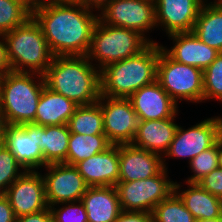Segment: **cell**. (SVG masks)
Segmentation results:
<instances>
[{"instance_id": "d6a6232c", "label": "cell", "mask_w": 222, "mask_h": 222, "mask_svg": "<svg viewBox=\"0 0 222 222\" xmlns=\"http://www.w3.org/2000/svg\"><path fill=\"white\" fill-rule=\"evenodd\" d=\"M50 209L55 222H88L86 209L81 200L56 204Z\"/></svg>"}, {"instance_id": "1f68e13d", "label": "cell", "mask_w": 222, "mask_h": 222, "mask_svg": "<svg viewBox=\"0 0 222 222\" xmlns=\"http://www.w3.org/2000/svg\"><path fill=\"white\" fill-rule=\"evenodd\" d=\"M25 171L13 153L4 146L0 150V189L5 192Z\"/></svg>"}, {"instance_id": "d6986e66", "label": "cell", "mask_w": 222, "mask_h": 222, "mask_svg": "<svg viewBox=\"0 0 222 222\" xmlns=\"http://www.w3.org/2000/svg\"><path fill=\"white\" fill-rule=\"evenodd\" d=\"M75 167L89 187L115 186L119 182V145H111Z\"/></svg>"}, {"instance_id": "f35d334b", "label": "cell", "mask_w": 222, "mask_h": 222, "mask_svg": "<svg viewBox=\"0 0 222 222\" xmlns=\"http://www.w3.org/2000/svg\"><path fill=\"white\" fill-rule=\"evenodd\" d=\"M112 0H83L82 4L85 5L88 9H91L98 13L107 6Z\"/></svg>"}, {"instance_id": "8d00e7d4", "label": "cell", "mask_w": 222, "mask_h": 222, "mask_svg": "<svg viewBox=\"0 0 222 222\" xmlns=\"http://www.w3.org/2000/svg\"><path fill=\"white\" fill-rule=\"evenodd\" d=\"M0 222H16L13 209L5 195L0 197Z\"/></svg>"}, {"instance_id": "f1b7e54d", "label": "cell", "mask_w": 222, "mask_h": 222, "mask_svg": "<svg viewBox=\"0 0 222 222\" xmlns=\"http://www.w3.org/2000/svg\"><path fill=\"white\" fill-rule=\"evenodd\" d=\"M32 12L17 0H0V34L23 25Z\"/></svg>"}, {"instance_id": "83f0119b", "label": "cell", "mask_w": 222, "mask_h": 222, "mask_svg": "<svg viewBox=\"0 0 222 222\" xmlns=\"http://www.w3.org/2000/svg\"><path fill=\"white\" fill-rule=\"evenodd\" d=\"M151 214L152 222H195L196 220L175 192L155 206Z\"/></svg>"}, {"instance_id": "2e32d148", "label": "cell", "mask_w": 222, "mask_h": 222, "mask_svg": "<svg viewBox=\"0 0 222 222\" xmlns=\"http://www.w3.org/2000/svg\"><path fill=\"white\" fill-rule=\"evenodd\" d=\"M162 169L163 157L160 154L133 144L119 145V182L148 179Z\"/></svg>"}, {"instance_id": "9c48e42d", "label": "cell", "mask_w": 222, "mask_h": 222, "mask_svg": "<svg viewBox=\"0 0 222 222\" xmlns=\"http://www.w3.org/2000/svg\"><path fill=\"white\" fill-rule=\"evenodd\" d=\"M99 19L107 25L134 30L149 43H156L145 35L157 28L154 0H112L99 12Z\"/></svg>"}, {"instance_id": "8fae6325", "label": "cell", "mask_w": 222, "mask_h": 222, "mask_svg": "<svg viewBox=\"0 0 222 222\" xmlns=\"http://www.w3.org/2000/svg\"><path fill=\"white\" fill-rule=\"evenodd\" d=\"M98 103L103 113L104 134L109 142L112 145L131 144L140 123L131 101L101 95Z\"/></svg>"}, {"instance_id": "7bdbcfd3", "label": "cell", "mask_w": 222, "mask_h": 222, "mask_svg": "<svg viewBox=\"0 0 222 222\" xmlns=\"http://www.w3.org/2000/svg\"><path fill=\"white\" fill-rule=\"evenodd\" d=\"M205 1V2H204ZM214 2H208V0H201L203 6H222V0H213Z\"/></svg>"}, {"instance_id": "5b68a950", "label": "cell", "mask_w": 222, "mask_h": 222, "mask_svg": "<svg viewBox=\"0 0 222 222\" xmlns=\"http://www.w3.org/2000/svg\"><path fill=\"white\" fill-rule=\"evenodd\" d=\"M11 70L44 75L54 58L40 25L31 16L3 34Z\"/></svg>"}, {"instance_id": "6da1fadb", "label": "cell", "mask_w": 222, "mask_h": 222, "mask_svg": "<svg viewBox=\"0 0 222 222\" xmlns=\"http://www.w3.org/2000/svg\"><path fill=\"white\" fill-rule=\"evenodd\" d=\"M82 3H41L32 17L54 56L86 55L99 14Z\"/></svg>"}, {"instance_id": "7a4b0ae2", "label": "cell", "mask_w": 222, "mask_h": 222, "mask_svg": "<svg viewBox=\"0 0 222 222\" xmlns=\"http://www.w3.org/2000/svg\"><path fill=\"white\" fill-rule=\"evenodd\" d=\"M43 76L49 89L78 106L96 103L101 96L100 70L86 55L54 56Z\"/></svg>"}, {"instance_id": "4316f807", "label": "cell", "mask_w": 222, "mask_h": 222, "mask_svg": "<svg viewBox=\"0 0 222 222\" xmlns=\"http://www.w3.org/2000/svg\"><path fill=\"white\" fill-rule=\"evenodd\" d=\"M67 125L71 133L104 134L103 113L100 104L96 102L77 106Z\"/></svg>"}, {"instance_id": "f546056e", "label": "cell", "mask_w": 222, "mask_h": 222, "mask_svg": "<svg viewBox=\"0 0 222 222\" xmlns=\"http://www.w3.org/2000/svg\"><path fill=\"white\" fill-rule=\"evenodd\" d=\"M222 102V52L203 70V101Z\"/></svg>"}, {"instance_id": "ab89813d", "label": "cell", "mask_w": 222, "mask_h": 222, "mask_svg": "<svg viewBox=\"0 0 222 222\" xmlns=\"http://www.w3.org/2000/svg\"><path fill=\"white\" fill-rule=\"evenodd\" d=\"M8 122L6 120V117L0 110V141H4L5 134H6V129L8 127Z\"/></svg>"}, {"instance_id": "f6af8a7d", "label": "cell", "mask_w": 222, "mask_h": 222, "mask_svg": "<svg viewBox=\"0 0 222 222\" xmlns=\"http://www.w3.org/2000/svg\"><path fill=\"white\" fill-rule=\"evenodd\" d=\"M53 2H69V3H82L83 0H49Z\"/></svg>"}, {"instance_id": "ba28073f", "label": "cell", "mask_w": 222, "mask_h": 222, "mask_svg": "<svg viewBox=\"0 0 222 222\" xmlns=\"http://www.w3.org/2000/svg\"><path fill=\"white\" fill-rule=\"evenodd\" d=\"M167 171L163 168L148 179L118 182L115 187L122 211L152 213L155 206L174 192L175 182L169 179Z\"/></svg>"}, {"instance_id": "9a60e30c", "label": "cell", "mask_w": 222, "mask_h": 222, "mask_svg": "<svg viewBox=\"0 0 222 222\" xmlns=\"http://www.w3.org/2000/svg\"><path fill=\"white\" fill-rule=\"evenodd\" d=\"M156 27L167 35L192 32L202 7L201 0H154Z\"/></svg>"}, {"instance_id": "5bb4252c", "label": "cell", "mask_w": 222, "mask_h": 222, "mask_svg": "<svg viewBox=\"0 0 222 222\" xmlns=\"http://www.w3.org/2000/svg\"><path fill=\"white\" fill-rule=\"evenodd\" d=\"M4 145L24 170L38 171L44 167L43 154L37 140V125H8Z\"/></svg>"}, {"instance_id": "836d02e7", "label": "cell", "mask_w": 222, "mask_h": 222, "mask_svg": "<svg viewBox=\"0 0 222 222\" xmlns=\"http://www.w3.org/2000/svg\"><path fill=\"white\" fill-rule=\"evenodd\" d=\"M198 184L222 201V168L218 167L206 175Z\"/></svg>"}, {"instance_id": "44dd1931", "label": "cell", "mask_w": 222, "mask_h": 222, "mask_svg": "<svg viewBox=\"0 0 222 222\" xmlns=\"http://www.w3.org/2000/svg\"><path fill=\"white\" fill-rule=\"evenodd\" d=\"M88 222H115L122 213L115 186H91L82 196Z\"/></svg>"}, {"instance_id": "ffe728a7", "label": "cell", "mask_w": 222, "mask_h": 222, "mask_svg": "<svg viewBox=\"0 0 222 222\" xmlns=\"http://www.w3.org/2000/svg\"><path fill=\"white\" fill-rule=\"evenodd\" d=\"M176 117L175 115L166 119L140 120L139 128L131 144L163 157L168 151L179 126L174 121Z\"/></svg>"}, {"instance_id": "74e56055", "label": "cell", "mask_w": 222, "mask_h": 222, "mask_svg": "<svg viewBox=\"0 0 222 222\" xmlns=\"http://www.w3.org/2000/svg\"><path fill=\"white\" fill-rule=\"evenodd\" d=\"M10 71L12 70L7 56L6 41L4 36L0 34V78Z\"/></svg>"}, {"instance_id": "7402d4cb", "label": "cell", "mask_w": 222, "mask_h": 222, "mask_svg": "<svg viewBox=\"0 0 222 222\" xmlns=\"http://www.w3.org/2000/svg\"><path fill=\"white\" fill-rule=\"evenodd\" d=\"M77 106L72 100L45 85L38 101L33 124L39 126L67 124Z\"/></svg>"}, {"instance_id": "cb8c5ba5", "label": "cell", "mask_w": 222, "mask_h": 222, "mask_svg": "<svg viewBox=\"0 0 222 222\" xmlns=\"http://www.w3.org/2000/svg\"><path fill=\"white\" fill-rule=\"evenodd\" d=\"M70 133L67 124L37 125V140L43 154L44 167L55 163L66 164Z\"/></svg>"}, {"instance_id": "e0dca14e", "label": "cell", "mask_w": 222, "mask_h": 222, "mask_svg": "<svg viewBox=\"0 0 222 222\" xmlns=\"http://www.w3.org/2000/svg\"><path fill=\"white\" fill-rule=\"evenodd\" d=\"M140 120H159L178 115V105L161 85L154 81L128 98Z\"/></svg>"}, {"instance_id": "d590c367", "label": "cell", "mask_w": 222, "mask_h": 222, "mask_svg": "<svg viewBox=\"0 0 222 222\" xmlns=\"http://www.w3.org/2000/svg\"><path fill=\"white\" fill-rule=\"evenodd\" d=\"M16 222H55V221L51 209L47 208L40 212L17 217Z\"/></svg>"}, {"instance_id": "603a6c76", "label": "cell", "mask_w": 222, "mask_h": 222, "mask_svg": "<svg viewBox=\"0 0 222 222\" xmlns=\"http://www.w3.org/2000/svg\"><path fill=\"white\" fill-rule=\"evenodd\" d=\"M186 184L188 189L182 191L180 190L182 185L175 181L174 192L196 220H209L222 216V201L218 197L204 190L198 183L186 182Z\"/></svg>"}, {"instance_id": "c3c4849f", "label": "cell", "mask_w": 222, "mask_h": 222, "mask_svg": "<svg viewBox=\"0 0 222 222\" xmlns=\"http://www.w3.org/2000/svg\"><path fill=\"white\" fill-rule=\"evenodd\" d=\"M4 195V192L0 189V197Z\"/></svg>"}, {"instance_id": "b9f144b4", "label": "cell", "mask_w": 222, "mask_h": 222, "mask_svg": "<svg viewBox=\"0 0 222 222\" xmlns=\"http://www.w3.org/2000/svg\"><path fill=\"white\" fill-rule=\"evenodd\" d=\"M218 165L222 168V135L217 139Z\"/></svg>"}, {"instance_id": "52a82bcc", "label": "cell", "mask_w": 222, "mask_h": 222, "mask_svg": "<svg viewBox=\"0 0 222 222\" xmlns=\"http://www.w3.org/2000/svg\"><path fill=\"white\" fill-rule=\"evenodd\" d=\"M156 81L177 105L179 100L203 102V70L176 62L162 49L157 63Z\"/></svg>"}, {"instance_id": "484cf974", "label": "cell", "mask_w": 222, "mask_h": 222, "mask_svg": "<svg viewBox=\"0 0 222 222\" xmlns=\"http://www.w3.org/2000/svg\"><path fill=\"white\" fill-rule=\"evenodd\" d=\"M111 145L105 134L70 133L66 164L75 166L84 159L107 150Z\"/></svg>"}, {"instance_id": "4dcf8cb0", "label": "cell", "mask_w": 222, "mask_h": 222, "mask_svg": "<svg viewBox=\"0 0 222 222\" xmlns=\"http://www.w3.org/2000/svg\"><path fill=\"white\" fill-rule=\"evenodd\" d=\"M189 165L193 175H190L185 182L190 183H198L206 175L218 168L217 141L212 147L195 156L189 162Z\"/></svg>"}, {"instance_id": "277c9868", "label": "cell", "mask_w": 222, "mask_h": 222, "mask_svg": "<svg viewBox=\"0 0 222 222\" xmlns=\"http://www.w3.org/2000/svg\"><path fill=\"white\" fill-rule=\"evenodd\" d=\"M45 85L44 76L37 73L10 71L0 78V110L9 125L34 123Z\"/></svg>"}, {"instance_id": "ee69618b", "label": "cell", "mask_w": 222, "mask_h": 222, "mask_svg": "<svg viewBox=\"0 0 222 222\" xmlns=\"http://www.w3.org/2000/svg\"><path fill=\"white\" fill-rule=\"evenodd\" d=\"M195 222H222V216L221 217H217L214 219H199V220H195Z\"/></svg>"}, {"instance_id": "7c38bea8", "label": "cell", "mask_w": 222, "mask_h": 222, "mask_svg": "<svg viewBox=\"0 0 222 222\" xmlns=\"http://www.w3.org/2000/svg\"><path fill=\"white\" fill-rule=\"evenodd\" d=\"M43 175L49 208L64 202L80 201L89 187L77 168L65 163L48 164Z\"/></svg>"}, {"instance_id": "bcb514c9", "label": "cell", "mask_w": 222, "mask_h": 222, "mask_svg": "<svg viewBox=\"0 0 222 222\" xmlns=\"http://www.w3.org/2000/svg\"><path fill=\"white\" fill-rule=\"evenodd\" d=\"M4 141H0V150L4 147Z\"/></svg>"}, {"instance_id": "3957f363", "label": "cell", "mask_w": 222, "mask_h": 222, "mask_svg": "<svg viewBox=\"0 0 222 222\" xmlns=\"http://www.w3.org/2000/svg\"><path fill=\"white\" fill-rule=\"evenodd\" d=\"M161 45L150 43L136 56L108 64L100 70L101 95L129 98L135 91L156 81Z\"/></svg>"}, {"instance_id": "ac0fdd59", "label": "cell", "mask_w": 222, "mask_h": 222, "mask_svg": "<svg viewBox=\"0 0 222 222\" xmlns=\"http://www.w3.org/2000/svg\"><path fill=\"white\" fill-rule=\"evenodd\" d=\"M173 39V47L162 46V50L178 63L187 64L204 70L220 53L202 42L193 32L173 33L167 35Z\"/></svg>"}, {"instance_id": "30bf717a", "label": "cell", "mask_w": 222, "mask_h": 222, "mask_svg": "<svg viewBox=\"0 0 222 222\" xmlns=\"http://www.w3.org/2000/svg\"><path fill=\"white\" fill-rule=\"evenodd\" d=\"M222 135V117L215 116L189 127L178 126L168 151L164 154L163 168L166 167V157L169 159L188 158L189 162L202 151L212 147Z\"/></svg>"}, {"instance_id": "e575fe53", "label": "cell", "mask_w": 222, "mask_h": 222, "mask_svg": "<svg viewBox=\"0 0 222 222\" xmlns=\"http://www.w3.org/2000/svg\"><path fill=\"white\" fill-rule=\"evenodd\" d=\"M115 222H152V214L146 212L122 211Z\"/></svg>"}, {"instance_id": "d4e9b609", "label": "cell", "mask_w": 222, "mask_h": 222, "mask_svg": "<svg viewBox=\"0 0 222 222\" xmlns=\"http://www.w3.org/2000/svg\"><path fill=\"white\" fill-rule=\"evenodd\" d=\"M202 42L222 52V6H203L192 31Z\"/></svg>"}, {"instance_id": "7dc6e473", "label": "cell", "mask_w": 222, "mask_h": 222, "mask_svg": "<svg viewBox=\"0 0 222 222\" xmlns=\"http://www.w3.org/2000/svg\"><path fill=\"white\" fill-rule=\"evenodd\" d=\"M41 3L48 2L49 0H39Z\"/></svg>"}, {"instance_id": "60d3db41", "label": "cell", "mask_w": 222, "mask_h": 222, "mask_svg": "<svg viewBox=\"0 0 222 222\" xmlns=\"http://www.w3.org/2000/svg\"><path fill=\"white\" fill-rule=\"evenodd\" d=\"M26 6L31 12H33L41 2L39 0H17Z\"/></svg>"}, {"instance_id": "4fadbf2b", "label": "cell", "mask_w": 222, "mask_h": 222, "mask_svg": "<svg viewBox=\"0 0 222 222\" xmlns=\"http://www.w3.org/2000/svg\"><path fill=\"white\" fill-rule=\"evenodd\" d=\"M15 217L29 215L49 208L42 173L26 170L4 192Z\"/></svg>"}, {"instance_id": "8992f818", "label": "cell", "mask_w": 222, "mask_h": 222, "mask_svg": "<svg viewBox=\"0 0 222 222\" xmlns=\"http://www.w3.org/2000/svg\"><path fill=\"white\" fill-rule=\"evenodd\" d=\"M150 43L138 32L107 25L98 19L86 56L102 70L108 64L139 54ZM97 60V61H96Z\"/></svg>"}]
</instances>
